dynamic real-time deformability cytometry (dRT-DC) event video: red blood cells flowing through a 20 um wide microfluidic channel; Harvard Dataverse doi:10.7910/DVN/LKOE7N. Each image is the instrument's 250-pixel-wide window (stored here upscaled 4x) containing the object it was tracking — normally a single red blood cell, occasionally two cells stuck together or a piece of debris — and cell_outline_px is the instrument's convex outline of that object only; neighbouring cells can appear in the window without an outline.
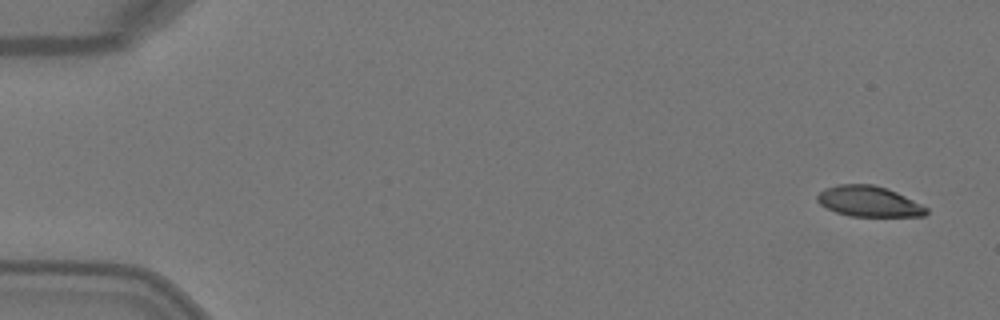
{"species": "Egyptian fruit bat (a non-hibernating species)", "species_latin": "Rousettus aegyptiacus", "temperature_condition": "warm", "stored_images_in_passage": 4, "segment_of_instrument_passage": [1, 2], "camera_frame_rate_fps": 3000, "um_per_image_px": 0.085, "animal": {"sex": "female"}, "frame": {"image": 1, "passage_image": 1, "time_ms": 0.0, "image_size_px": [1000, 320], "cell_outline_px": [[928, 212], [924, 216], [848, 216], [836, 212], [820, 204], [816, 200], [816, 196], [824, 188], [836, 184], [872, 184], [896, 192], [928, 208]], "centroid_in_image_um": [73.81, 17.12], "position_along_channel_um": 11.2, "area_um2": 19.31}}
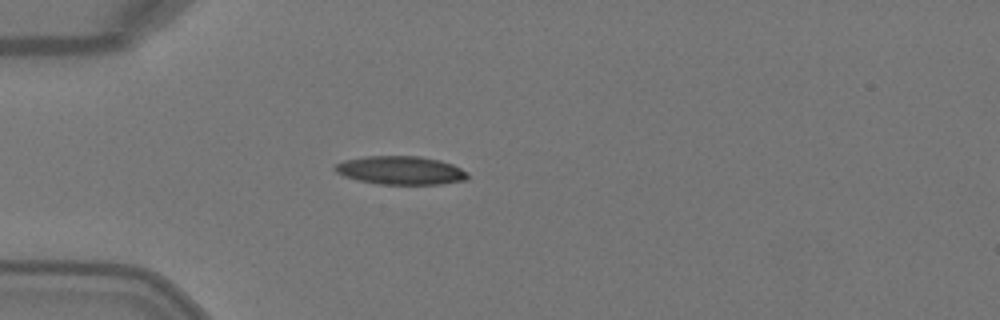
{"frame": {"image": 2, "passage_image": 3, "time_ms": 0.667, "image_size_px": [1000, 320], "cell_outline_px": [[468, 180], [440, 184], [380, 184], [360, 180], [344, 176], [336, 172], [332, 168], [336, 164], [344, 160], [364, 156], [420, 156], [440, 160], [452, 164], [468, 172]], "centroid_in_image_um": [34.07, 14.47], "position_along_channel_um": 50.9, "area_um2": 22.02}}